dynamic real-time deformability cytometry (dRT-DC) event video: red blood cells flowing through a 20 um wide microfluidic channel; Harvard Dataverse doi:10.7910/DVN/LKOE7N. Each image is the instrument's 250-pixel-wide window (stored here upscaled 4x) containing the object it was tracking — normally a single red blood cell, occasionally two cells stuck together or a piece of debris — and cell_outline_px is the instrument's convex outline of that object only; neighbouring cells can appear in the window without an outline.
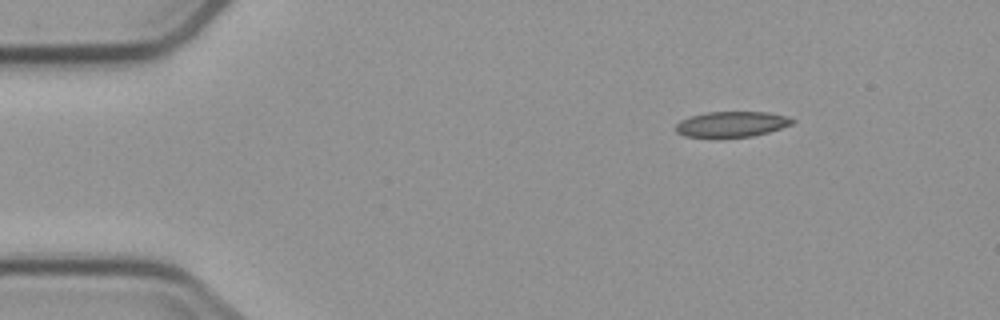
{"species": "common noctule bat (a hibernating species)", "species_latin": "Nyctalus noctula", "temperature_condition": "cold", "stored_images_in_passage": 5, "camera_frame_rate_fps": 3000, "um_per_image_px": 0.085, "animal": {"sex": "male", "body_mass_g": 23.1, "forearm_length_mm": 52.7}, "frame": {"image": 1, "passage_image": 5, "time_ms": 5.667, "image_size_px": [1000, 320], "cell_outline_px": [[796, 120], [792, 124], [768, 132], [752, 136], [720, 140], [684, 136], [676, 132], [676, 124], [680, 120], [692, 116], [708, 112], [768, 112], [788, 116]], "centroid_in_image_um": [62.16, 10.6], "position_along_channel_um": 22.8, "area_um2": 17.98}}